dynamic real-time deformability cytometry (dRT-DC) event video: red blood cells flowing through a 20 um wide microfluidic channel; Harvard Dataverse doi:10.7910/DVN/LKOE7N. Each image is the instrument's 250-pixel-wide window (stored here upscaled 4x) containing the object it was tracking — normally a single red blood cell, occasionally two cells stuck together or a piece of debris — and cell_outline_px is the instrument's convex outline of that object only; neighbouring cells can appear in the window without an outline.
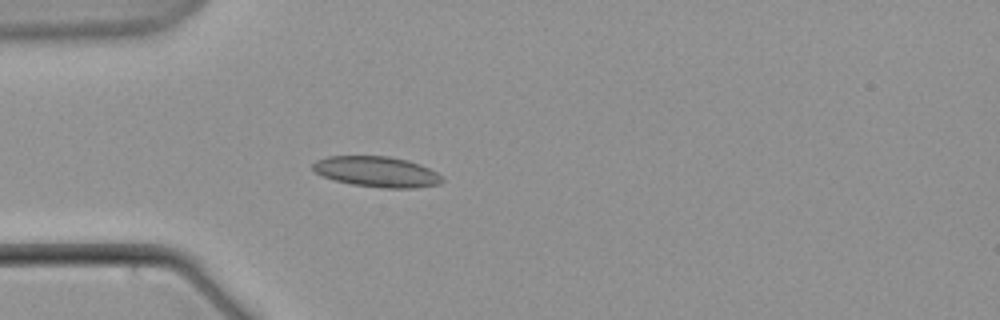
{"species": "common noctule bat (a hibernating species)", "species_latin": "Nyctalus noctula", "temperature_condition": "warm", "stored_images_in_passage": 6, "camera_frame_rate_fps": 3000, "um_per_image_px": 0.085, "animal": {"sex": "male", "body_mass_g": 21.5, "forearm_length_mm": 52.0}, "frame": {"image": 1, "passage_image": 6, "time_ms": 6.0, "image_size_px": [1000, 320], "cell_outline_px": [[444, 180], [440, 184], [416, 188], [380, 188], [352, 184], [336, 180], [324, 176], [316, 172], [312, 168], [312, 164], [316, 160], [328, 156], [388, 156], [408, 160], [420, 164], [444, 176]], "centroid_in_image_um": [32.07, 14.6], "position_along_channel_um": 52.9, "area_um2": 23.12}}